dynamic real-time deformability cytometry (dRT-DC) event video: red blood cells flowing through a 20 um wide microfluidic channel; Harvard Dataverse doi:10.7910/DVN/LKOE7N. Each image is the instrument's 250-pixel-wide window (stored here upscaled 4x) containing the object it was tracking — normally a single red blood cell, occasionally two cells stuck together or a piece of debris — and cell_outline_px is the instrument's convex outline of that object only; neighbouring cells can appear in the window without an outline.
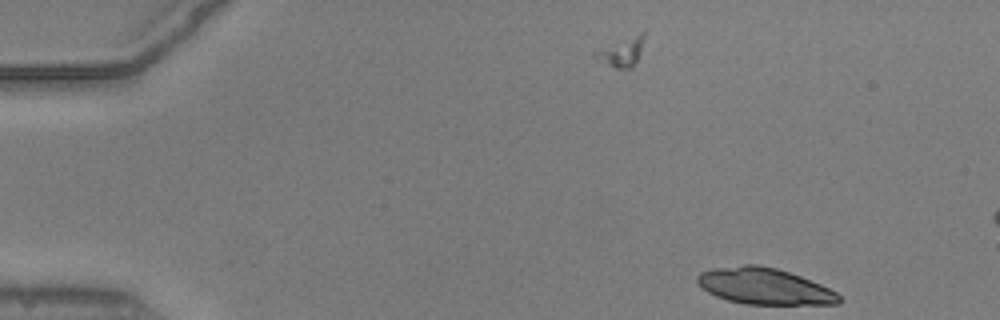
{"species": "common noctule bat (a hibernating species)", "species_latin": "Nyctalus noctula", "temperature_condition": "warm", "stored_images_in_passage": 48, "camera_frame_rate_fps": 3000, "um_per_image_px": 0.085, "animal": {"sex": "male", "body_mass_g": 20.5, "forearm_length_mm": 52.5}, "frame": {"image": 1, "passage_image": 1, "time_ms": 0.0, "image_size_px": [1000, 320], "cell_outline_px": [[840, 304], [744, 304], [728, 300], [716, 296], [708, 292], [696, 280], [696, 276], [700, 272], [716, 268], [744, 264], [760, 264], [776, 268], [800, 276], [820, 284], [836, 292], [840, 296]], "centroid_in_image_um": [64.97, 24.33], "position_along_channel_um": 20.0, "area_um2": 29.77}}